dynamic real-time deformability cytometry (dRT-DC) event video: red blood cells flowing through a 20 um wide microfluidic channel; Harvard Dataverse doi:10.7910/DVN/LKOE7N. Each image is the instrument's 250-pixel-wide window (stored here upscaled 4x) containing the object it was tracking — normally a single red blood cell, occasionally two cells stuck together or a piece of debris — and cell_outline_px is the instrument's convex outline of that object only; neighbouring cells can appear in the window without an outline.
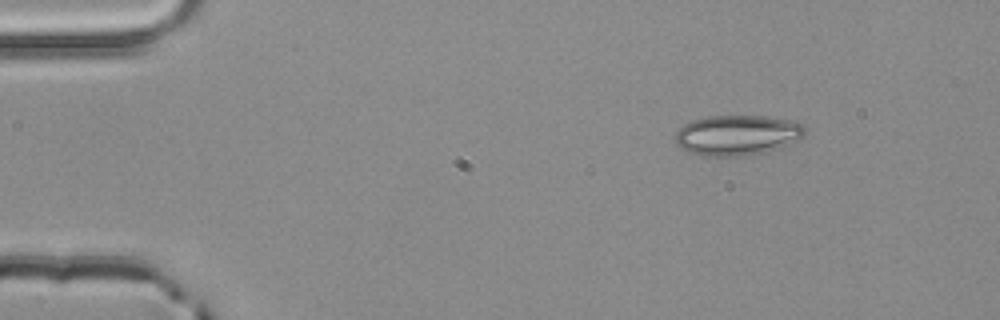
{"species": "common noctule bat (a hibernating species)", "species_latin": "Nyctalus noctula", "temperature_condition": "room temperature", "stored_images_in_passage": 3, "camera_frame_rate_fps": 3000, "um_per_image_px": 0.085, "animal": {"sex": "male", "body_mass_g": 20.4}, "frame": {"image": 1, "passage_image": 1, "time_ms": 0.0, "image_size_px": [1000, 320], "cell_outline_px": [[808, 132], [804, 136], [780, 148], [764, 152], [740, 156], [704, 156], [688, 152], [680, 148], [676, 144], [676, 132], [684, 124], [692, 120], [708, 116], [764, 116], [792, 120], [804, 124], [808, 128]], "centroid_in_image_um": [62.7, 11.48], "position_along_channel_um": 22.3, "area_um2": 30.69}}